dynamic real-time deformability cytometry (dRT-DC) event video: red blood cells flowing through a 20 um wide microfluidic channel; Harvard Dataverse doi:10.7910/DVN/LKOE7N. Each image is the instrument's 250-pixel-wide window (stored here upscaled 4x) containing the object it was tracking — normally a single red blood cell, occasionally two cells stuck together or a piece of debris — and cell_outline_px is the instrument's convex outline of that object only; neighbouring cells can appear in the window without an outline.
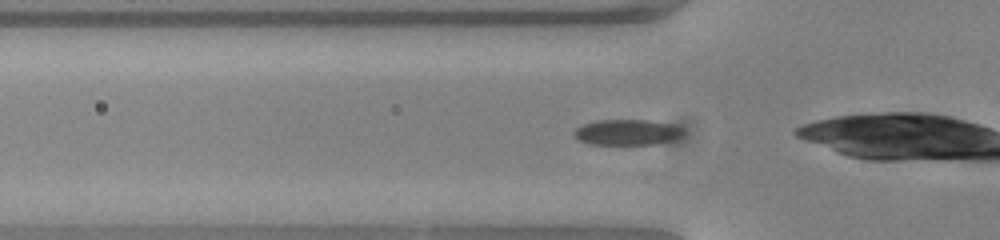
{"species": "common noctule bat (a hibernating species)", "species_latin": "Nyctalus noctula", "temperature_condition": "warm", "stored_images_in_passage": 38, "camera_frame_rate_fps": 3000, "um_per_image_px": 0.085, "animal": {"sex": "female", "body_mass_g": 23.0, "forearm_length_mm": 53.4}, "frame": {"image": 1, "passage_image": 13, "time_ms": 4.0, "image_size_px": [1000, 240], "cell_outline_px": [[684, 132], [676, 140], [656, 144], [592, 144], [580, 140], [572, 132], [576, 128], [584, 124], [596, 120], [648, 120], [672, 124], [680, 128]], "centroid_in_image_um": [53.33, 11.24], "position_along_channel_um": 72.5, "area_um2": 16.24}}
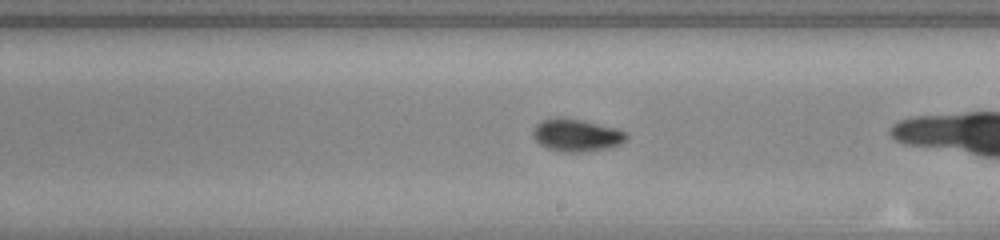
{"frame": {"image": 2, "passage_image": 26, "time_ms": 8.333, "image_size_px": [1000, 240], "cell_outline_px": [[628, 140], [620, 144], [608, 148], [584, 152], [560, 152], [548, 148], [540, 144], [532, 136], [532, 128], [540, 120], [560, 116], [580, 120], [616, 128], [628, 132]], "centroid_in_image_um": [48.99, 11.49], "position_along_channel_um": 240.0, "area_um2": 17.98}}
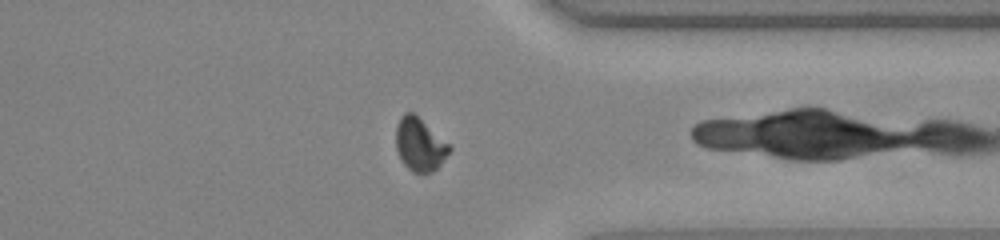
{"frame": {"image": 3, "passage_image": 37, "time_ms": 12.0, "image_size_px": [1000, 240], "cell_outline_px": [[452, 148], [440, 164], [432, 172], [412, 172], [404, 164], [396, 148], [396, 124], [400, 116], [404, 112], [412, 112], [448, 144]], "centroid_in_image_um": [35.64, 12.28], "position_along_channel_um": 375.8, "area_um2": 16.07}}